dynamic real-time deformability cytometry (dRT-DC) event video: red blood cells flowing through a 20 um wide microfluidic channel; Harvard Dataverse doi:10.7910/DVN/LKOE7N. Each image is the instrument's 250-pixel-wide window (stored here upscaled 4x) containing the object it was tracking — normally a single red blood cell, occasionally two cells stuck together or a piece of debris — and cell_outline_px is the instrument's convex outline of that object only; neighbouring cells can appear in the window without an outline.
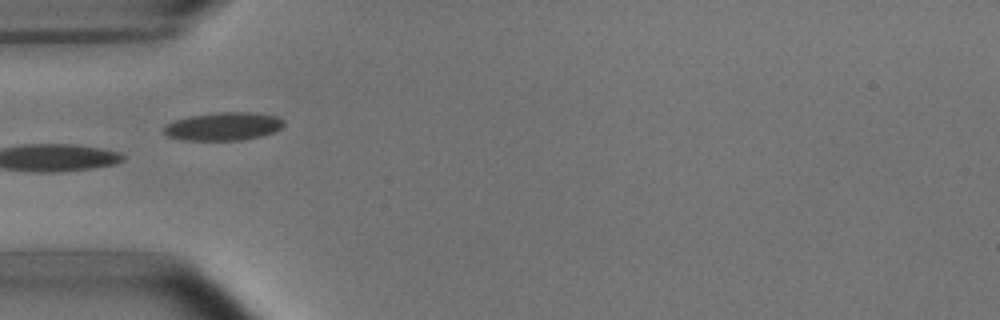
{"species": "common noctule bat (a hibernating species)", "species_latin": "Nyctalus noctula", "temperature_condition": "room temperature", "stored_images_in_passage": 9, "camera_frame_rate_fps": 3000, "um_per_image_px": 0.085, "animal": {"sex": "male", "body_mass_g": 15.6}, "frame": {"image": 1, "passage_image": 3, "time_ms": 2.333, "image_size_px": [1000, 320], "cell_outline_px": [[284, 124], [280, 128], [272, 132], [260, 136], [240, 140], [180, 140], [168, 136], [164, 132], [164, 124], [176, 120], [192, 116], [216, 112], [252, 112], [276, 116], [284, 120]], "centroid_in_image_um": [18.97, 10.74], "position_along_channel_um": 66.0, "area_um2": 19.54}}
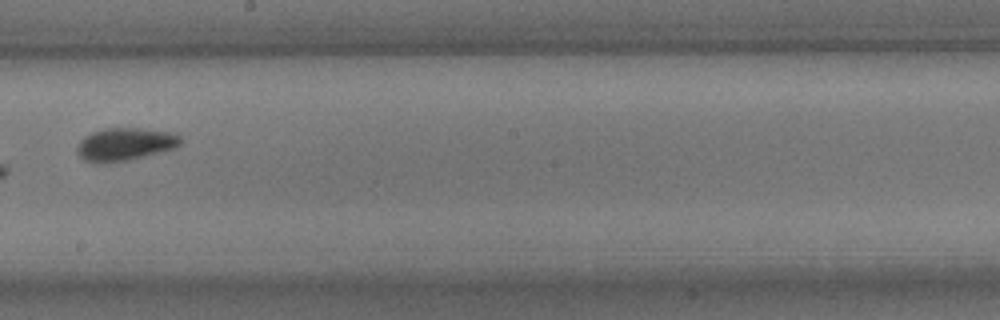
{"frame": {"image": 2, "passage_image": 7, "time_ms": 7.0, "image_size_px": [1000, 320], "cell_outline_px": [[180, 144], [172, 148], [144, 156], [128, 160], [100, 164], [84, 160], [76, 152], [76, 148], [80, 140], [84, 136], [92, 132], [104, 128], [140, 128], [172, 132], [180, 136]], "centroid_in_image_um": [10.56, 12.25], "position_along_channel_um": 237.6, "area_um2": 19.71}}
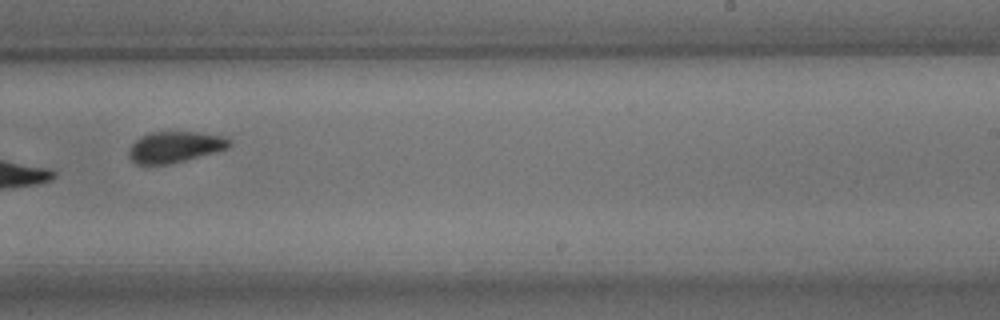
{"frame": {"image": 3, "passage_image": 8, "time_ms": 8.0, "image_size_px": [1000, 320], "cell_outline_px": [[232, 144], [228, 148], [184, 160], [168, 164], [136, 164], [128, 156], [128, 152], [132, 144], [140, 136], [152, 132], [196, 132], [228, 136], [232, 140]], "centroid_in_image_um": [14.89, 12.47], "position_along_channel_um": 274.1, "area_um2": 18.15}}